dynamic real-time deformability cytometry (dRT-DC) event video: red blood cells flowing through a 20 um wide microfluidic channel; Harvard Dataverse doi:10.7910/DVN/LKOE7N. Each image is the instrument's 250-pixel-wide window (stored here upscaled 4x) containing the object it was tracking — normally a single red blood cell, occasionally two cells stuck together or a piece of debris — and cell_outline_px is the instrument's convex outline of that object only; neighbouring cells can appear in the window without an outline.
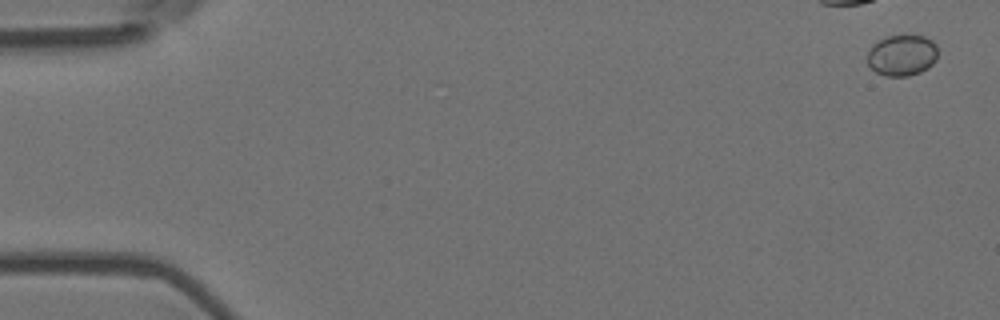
{"species": "Egyptian fruit bat (a non-hibernating species)", "species_latin": "Rousettus aegyptiacus", "temperature_condition": "room temperature", "stored_images_in_passage": 5, "camera_frame_rate_fps": 3000, "um_per_image_px": 0.085, "animal": {"sex": "female"}, "frame": {"image": 1, "passage_image": 1, "time_ms": 0.0, "image_size_px": [1000, 320], "cell_outline_px": [[936, 60], [928, 68], [920, 72], [908, 76], [884, 76], [876, 72], [868, 64], [868, 48], [872, 44], [888, 36], [908, 32], [924, 36], [932, 40], [936, 44]], "centroid_in_image_um": [76.67, 4.65], "position_along_channel_um": 8.3, "area_um2": 17.34}}